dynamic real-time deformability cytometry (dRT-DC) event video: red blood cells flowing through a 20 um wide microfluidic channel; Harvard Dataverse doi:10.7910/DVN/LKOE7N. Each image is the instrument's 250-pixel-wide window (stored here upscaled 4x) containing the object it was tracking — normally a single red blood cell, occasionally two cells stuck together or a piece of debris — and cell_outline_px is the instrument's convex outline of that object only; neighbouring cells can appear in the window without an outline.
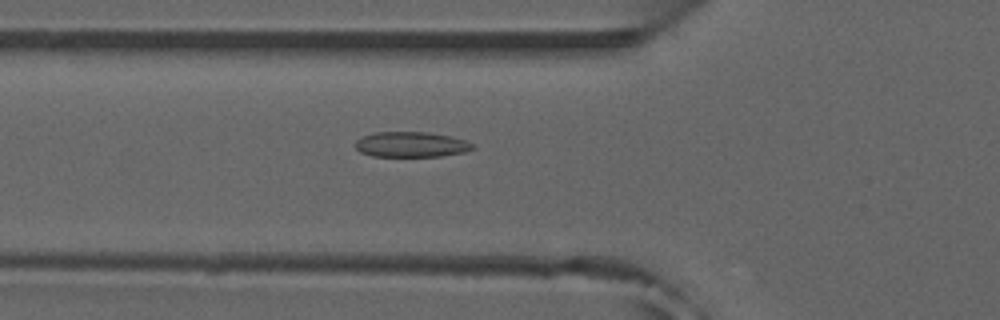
{"species": "common noctule bat (a hibernating species)", "species_latin": "Nyctalus noctula", "temperature_condition": "room temperature", "stored_images_in_passage": 47, "camera_frame_rate_fps": 3000, "um_per_image_px": 0.085, "animal": {"sex": "male", "forearm_length_mm": 52.5}, "frame": {"image": 1, "passage_image": 14, "time_ms": 4.333, "image_size_px": [1000, 320], "cell_outline_px": [[476, 148], [464, 152], [440, 156], [372, 156], [360, 152], [356, 148], [356, 140], [372, 132], [428, 132], [452, 136], [464, 140], [472, 144]], "centroid_in_image_um": [34.95, 12.27], "position_along_channel_um": 90.9, "area_um2": 17.28}, "authors_computed_cell_mechanics": {"area_um2": 16.8198, "velocity_mm_per_s": 3.9464, "shape_relaxation_time_tau1_ms": null, "shape_relaxation_time_tau2_ms": 3.0699, "deformation_change_tau1": null, "deformation_change_tau2": 0.0806}}